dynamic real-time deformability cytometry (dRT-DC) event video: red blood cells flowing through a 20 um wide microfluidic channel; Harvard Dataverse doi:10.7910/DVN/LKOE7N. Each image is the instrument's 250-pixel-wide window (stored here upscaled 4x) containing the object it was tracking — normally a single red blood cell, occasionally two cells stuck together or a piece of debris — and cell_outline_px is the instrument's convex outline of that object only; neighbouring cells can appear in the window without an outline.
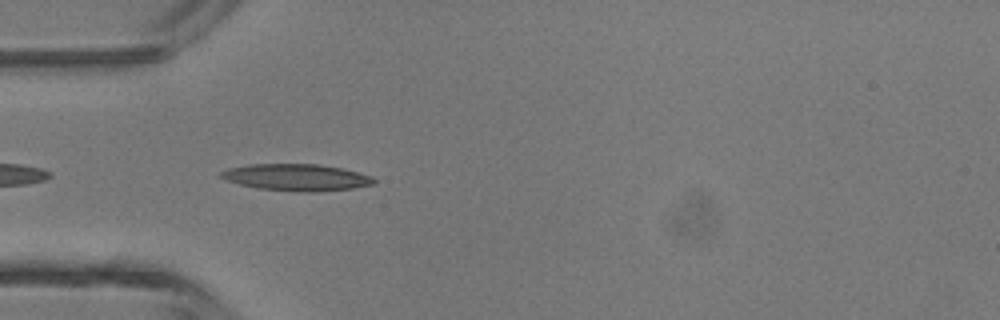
{"species": "common noctule bat (a hibernating species)", "species_latin": "Nyctalus noctula", "temperature_condition": "room temperature", "stored_images_in_passage": 36, "camera_frame_rate_fps": 3000, "um_per_image_px": 0.085, "animal": {"sex": "male", "body_mass_g": 13.3}, "frame": {"image": 1, "passage_image": 5, "time_ms": 1.333, "image_size_px": [1000, 320], "cell_outline_px": [[376, 184], [352, 188], [312, 192], [296, 192], [256, 188], [224, 180], [216, 176], [220, 172], [228, 168], [248, 164], [320, 164], [340, 168], [372, 176], [376, 180]], "centroid_in_image_um": [25.15, 15.08], "position_along_channel_um": 59.9, "area_um2": 24.04}}
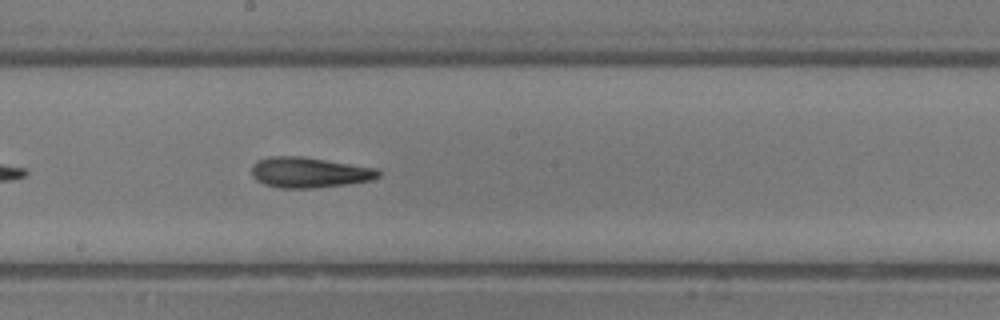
{"frame": {"image": 2, "passage_image": 16, "time_ms": 5.0, "image_size_px": [1000, 320], "cell_outline_px": [[380, 176], [372, 180], [348, 184], [312, 188], [280, 188], [264, 184], [256, 180], [252, 176], [252, 168], [256, 160], [268, 156], [304, 156], [376, 168], [380, 172]], "centroid_in_image_um": [26.27, 14.65], "position_along_channel_um": 221.9, "area_um2": 22.66}}
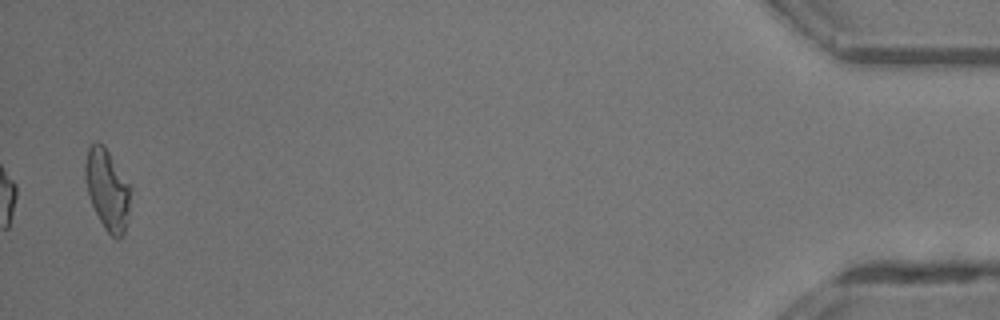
{"frame": {"image": 3, "passage_image": 36, "time_ms": 11.667, "image_size_px": [1000, 320], "cell_outline_px": [[132, 188], [128, 220], [124, 236], [120, 240], [116, 240], [104, 228], [88, 196], [84, 176], [84, 164], [88, 148], [96, 140], [104, 144], [132, 184]], "centroid_in_image_um": [9.16, 16.1], "position_along_channel_um": 426.0, "area_um2": 22.25}, "authors_computed_cell_mechanics": {"area_um2": 21.6172, "velocity_mm_per_s": 4.4819, "shape_relaxation_time_tau1_ms": 6.6884, "shape_relaxation_time_tau2_ms": 6.8211, "deformation_change_tau1": 0.1866, "deformation_change_tau2": 0.2089}}